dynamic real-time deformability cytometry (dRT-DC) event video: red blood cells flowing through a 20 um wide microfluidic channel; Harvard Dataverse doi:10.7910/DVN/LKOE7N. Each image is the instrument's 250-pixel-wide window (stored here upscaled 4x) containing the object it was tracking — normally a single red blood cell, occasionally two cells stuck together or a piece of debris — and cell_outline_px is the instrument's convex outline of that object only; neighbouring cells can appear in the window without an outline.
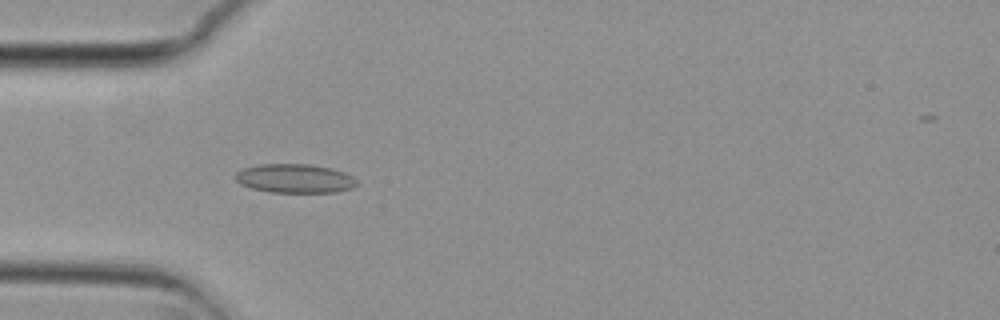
{"species": "common noctule bat (a hibernating species)", "species_latin": "Nyctalus noctula", "temperature_condition": "cold", "stored_images_in_passage": 45, "camera_frame_rate_fps": 3000, "um_per_image_px": 0.085, "animal": {"sex": "female", "body_mass_g": 29.2, "forearm_length_mm": 56.3}, "frame": {"image": 1, "passage_image": 7, "time_ms": 2.0, "image_size_px": [1000, 320], "cell_outline_px": [[360, 184], [352, 188], [336, 192], [272, 192], [252, 188], [236, 180], [232, 176], [236, 172], [244, 168], [260, 164], [308, 164], [332, 168], [344, 172], [352, 176]], "centroid_in_image_um": [25.09, 15.16], "position_along_channel_um": 59.9, "area_um2": 20.46}}
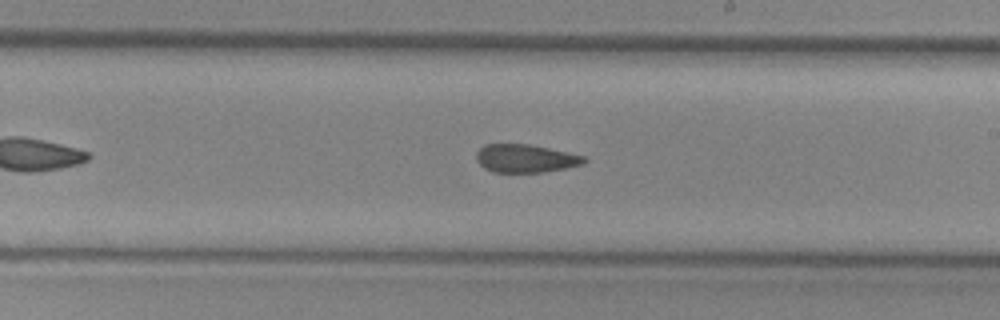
{"frame": {"image": 2, "passage_image": 22, "time_ms": 7.0, "image_size_px": [1000, 320], "cell_outline_px": [[588, 160], [584, 164], [544, 172], [492, 172], [484, 168], [476, 160], [476, 152], [484, 144], [528, 144], [568, 152], [584, 156]], "centroid_in_image_um": [44.65, 13.46], "position_along_channel_um": 244.3, "area_um2": 17.69}}
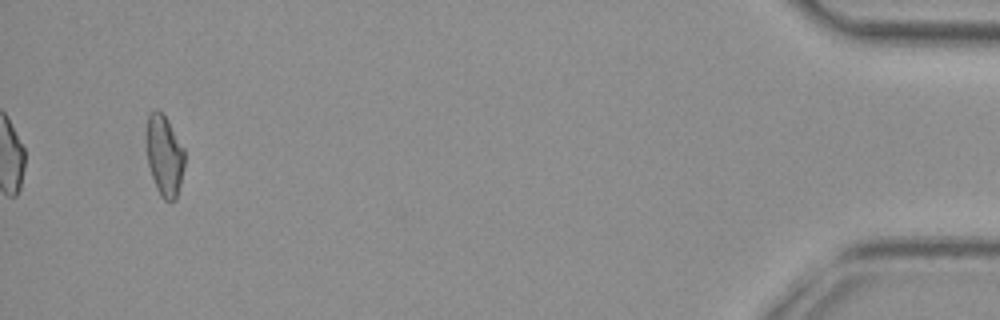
{"frame": {"image": 3, "passage_image": 43, "time_ms": 14.0, "image_size_px": [1000, 320], "cell_outline_px": [[184, 168], [176, 200], [164, 200], [160, 196], [156, 188], [148, 164], [144, 128], [148, 116], [156, 108], [168, 120], [184, 148]], "centroid_in_image_um": [13.95, 13.2], "position_along_channel_um": 421.3, "area_um2": 18.26}, "authors_computed_cell_mechanics": {"area_um2": 18.6694, "velocity_mm_per_s": 3.7447, "shape_relaxation_time_tau1_ms": null, "shape_relaxation_time_tau2_ms": 7.5456, "deformation_change_tau1": null, "deformation_change_tau2": 0.1275}}